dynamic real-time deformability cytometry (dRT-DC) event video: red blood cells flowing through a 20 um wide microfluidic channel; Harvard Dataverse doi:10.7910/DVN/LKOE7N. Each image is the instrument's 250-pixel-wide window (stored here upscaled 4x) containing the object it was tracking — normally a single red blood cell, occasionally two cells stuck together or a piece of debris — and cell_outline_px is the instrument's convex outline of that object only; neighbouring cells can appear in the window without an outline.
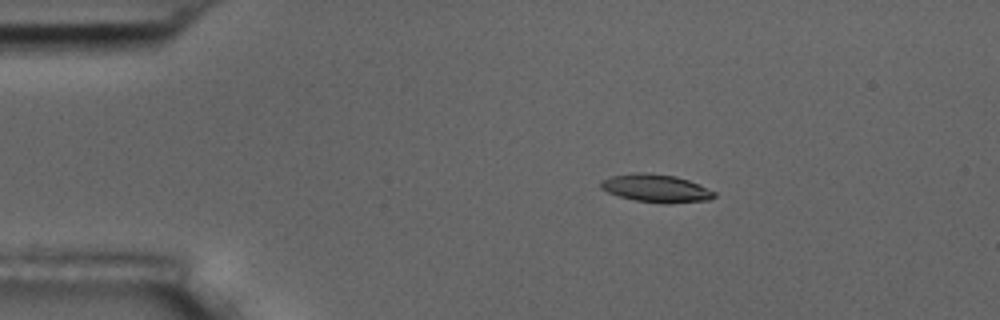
{"species": "common noctule bat (a hibernating species)", "species_latin": "Nyctalus noctula", "temperature_condition": "room temperature", "stored_images_in_passage": 6, "camera_frame_rate_fps": 3000, "um_per_image_px": 0.085, "animal": {"sex": "male", "body_mass_g": 17.5, "forearm_length_mm": 52.3}, "frame": {"image": 1, "passage_image": 3, "time_ms": 2.333, "image_size_px": [1000, 320], "cell_outline_px": [[716, 196], [708, 200], [668, 204], [664, 204], [636, 200], [620, 196], [608, 192], [600, 188], [600, 180], [612, 176], [636, 172], [644, 172], [676, 176], [688, 180], [716, 192]], "centroid_in_image_um": [55.76, 16.0], "position_along_channel_um": 29.2, "area_um2": 18.44}}
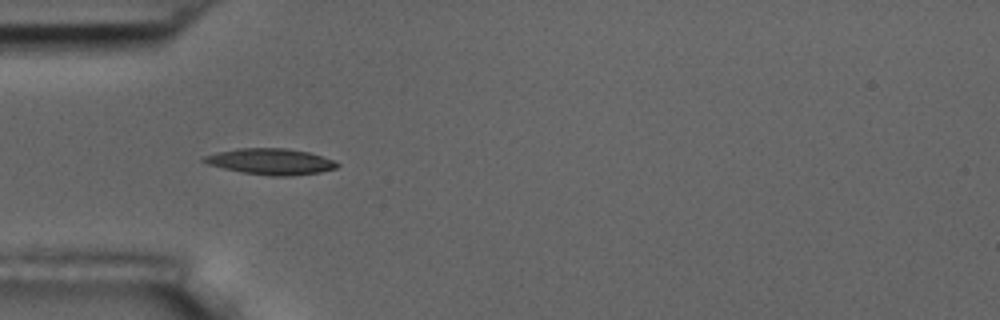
{"frame": {"image": 2, "passage_image": 5, "time_ms": 4.667, "image_size_px": [1000, 320], "cell_outline_px": [[340, 164], [336, 168], [320, 172], [292, 176], [272, 176], [240, 172], [208, 164], [200, 160], [200, 156], [216, 152], [236, 148], [288, 148], [308, 152], [332, 160]], "centroid_in_image_um": [22.94, 13.73], "position_along_channel_um": 62.1, "area_um2": 20.35}}